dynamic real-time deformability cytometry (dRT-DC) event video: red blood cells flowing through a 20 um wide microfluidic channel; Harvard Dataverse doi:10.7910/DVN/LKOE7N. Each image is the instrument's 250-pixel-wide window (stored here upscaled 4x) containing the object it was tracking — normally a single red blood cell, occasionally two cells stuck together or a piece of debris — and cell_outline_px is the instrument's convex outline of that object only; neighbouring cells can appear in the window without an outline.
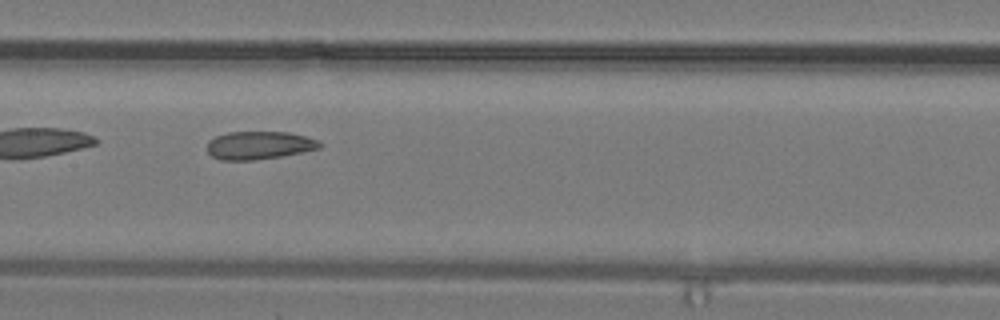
{"species": "common noctule bat (a hibernating species)", "species_latin": "Nyctalus noctula", "temperature_condition": "warm", "stored_images_in_passage": 23, "camera_frame_rate_fps": 3000, "um_per_image_px": 0.085, "animal": {"sex": "male", "body_mass_g": 19.2, "forearm_length_mm": 51.8}, "frame": {"image": 1, "passage_image": 7, "time_ms": 2.0, "image_size_px": [1000, 320], "cell_outline_px": [[324, 144], [320, 148], [280, 156], [252, 160], [220, 160], [212, 156], [208, 152], [208, 140], [216, 136], [228, 132], [288, 132], [320, 140]], "centroid_in_image_um": [22.03, 12.34], "position_along_channel_um": 185.4, "area_um2": 18.32}}
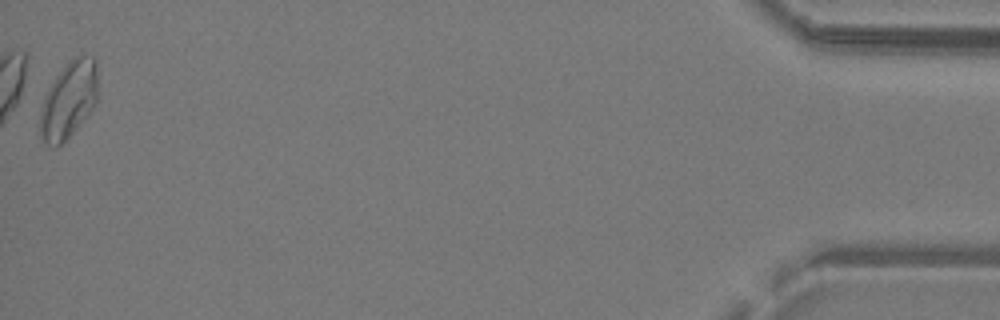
{"frame": {"image": 2, "passage_image": 23, "time_ms": 7.333, "image_size_px": [1000, 320], "cell_outline_px": [[96, 100], [92, 108], [72, 132], [56, 148], [44, 144], [40, 140], [40, 112], [44, 96], [48, 88], [56, 76], [68, 60], [76, 56], [92, 56], [96, 60]], "centroid_in_image_um": [5.79, 8.5], "position_along_channel_um": 429.4, "area_um2": 25.49}}